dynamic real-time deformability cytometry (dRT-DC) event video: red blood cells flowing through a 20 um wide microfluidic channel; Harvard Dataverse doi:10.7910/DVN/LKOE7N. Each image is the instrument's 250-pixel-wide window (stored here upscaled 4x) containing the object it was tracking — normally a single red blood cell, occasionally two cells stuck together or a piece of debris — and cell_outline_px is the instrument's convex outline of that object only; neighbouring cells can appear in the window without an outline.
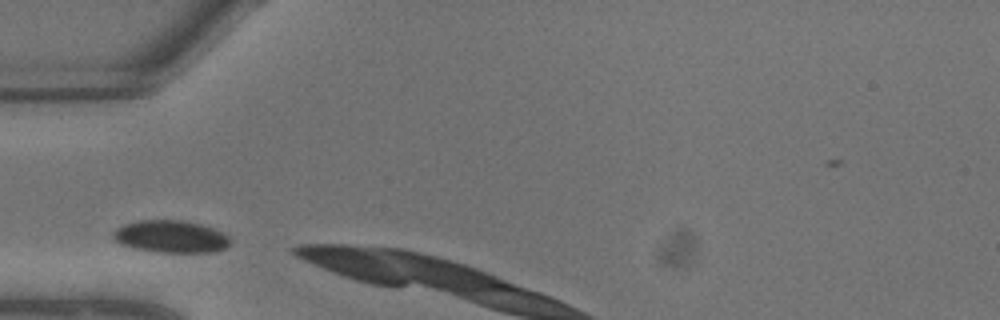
{"species": "common noctule bat (a hibernating species)", "species_latin": "Nyctalus noctula", "temperature_condition": "warm", "stored_images_in_passage": 2, "camera_frame_rate_fps": 3000, "um_per_image_px": 0.085, "animal": {"sex": "male", "body_mass_g": 13.3}, "frame": {"image": 1, "passage_image": 1, "time_ms": 0.0, "image_size_px": [1000, 320], "cell_outline_px": [[232, 244], [216, 252], [156, 252], [136, 248], [120, 244], [112, 236], [112, 232], [116, 228], [124, 224], [140, 220], [184, 220], [200, 224], [224, 232], [232, 240]], "centroid_in_image_um": [14.55, 20.1], "position_along_channel_um": 70.4, "area_um2": 22.2}}